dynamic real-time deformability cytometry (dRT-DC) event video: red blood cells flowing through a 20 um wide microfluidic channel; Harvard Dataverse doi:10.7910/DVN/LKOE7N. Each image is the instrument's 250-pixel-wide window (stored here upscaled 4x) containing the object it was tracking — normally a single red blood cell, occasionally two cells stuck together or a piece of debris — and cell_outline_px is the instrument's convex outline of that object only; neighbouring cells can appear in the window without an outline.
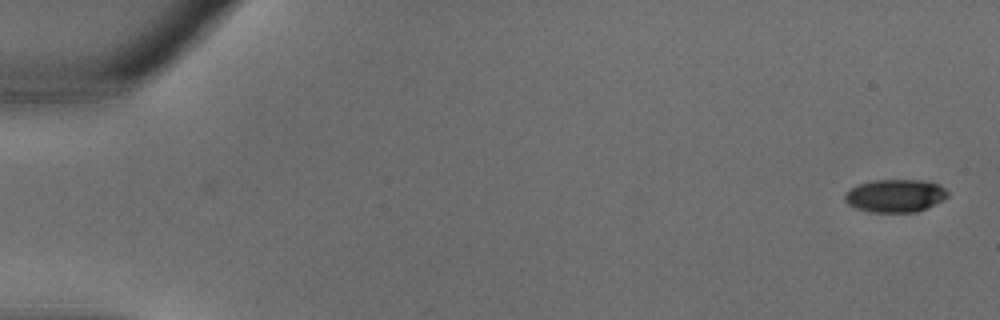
{"species": "common noctule bat (a hibernating species)", "species_latin": "Nyctalus noctula", "temperature_condition": "warm", "stored_images_in_passage": 35, "camera_frame_rate_fps": 3000, "um_per_image_px": 0.085, "animal": {"sex": "male", "body_mass_g": 18.8}, "frame": {"image": 1, "passage_image": 1, "time_ms": 0.0, "image_size_px": [1000, 320], "cell_outline_px": [[948, 196], [944, 200], [928, 208], [916, 212], [868, 212], [856, 208], [848, 204], [844, 200], [844, 192], [860, 184], [872, 180], [928, 180], [940, 184], [948, 192]], "centroid_in_image_um": [76.12, 16.64], "position_along_channel_um": 8.9, "area_um2": 20.0}}
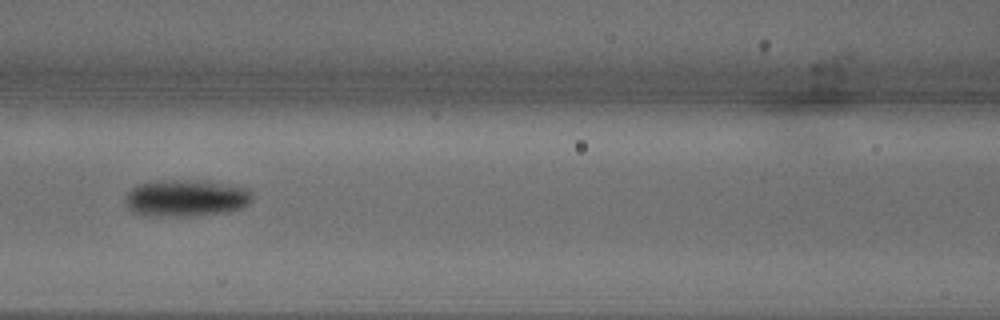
{"frame": {"image": 2, "passage_image": 16, "time_ms": 5.0, "image_size_px": [1000, 320], "cell_outline_px": [[252, 200], [248, 204], [240, 208], [228, 212], [196, 216], [144, 216], [132, 212], [128, 208], [128, 192], [136, 184], [160, 180], [196, 180], [236, 184], [248, 188], [252, 192]], "centroid_in_image_um": [15.87, 16.83], "position_along_channel_um": 150.7, "area_um2": 27.74}}
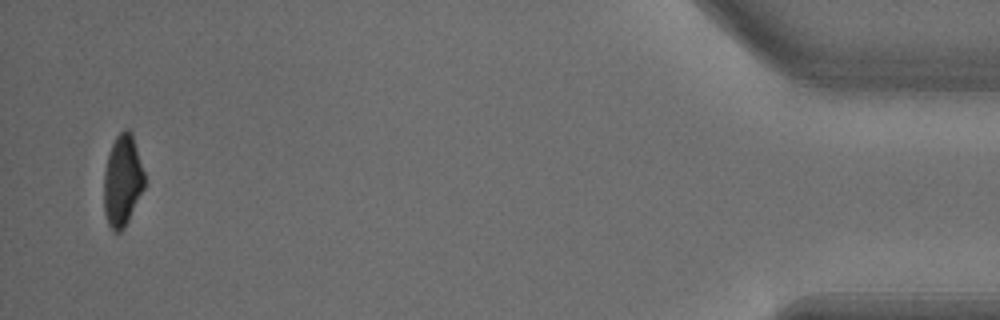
{"frame": {"image": 3, "passage_image": 34, "time_ms": 11.0, "image_size_px": [1000, 320], "cell_outline_px": [[144, 188], [124, 228], [120, 232], [112, 232], [108, 224], [104, 212], [104, 172], [108, 156], [112, 144], [116, 136], [124, 128], [128, 128], [132, 132], [144, 172]], "centroid_in_image_um": [10.4, 15.35], "position_along_channel_um": 424.8, "area_um2": 21.62}}